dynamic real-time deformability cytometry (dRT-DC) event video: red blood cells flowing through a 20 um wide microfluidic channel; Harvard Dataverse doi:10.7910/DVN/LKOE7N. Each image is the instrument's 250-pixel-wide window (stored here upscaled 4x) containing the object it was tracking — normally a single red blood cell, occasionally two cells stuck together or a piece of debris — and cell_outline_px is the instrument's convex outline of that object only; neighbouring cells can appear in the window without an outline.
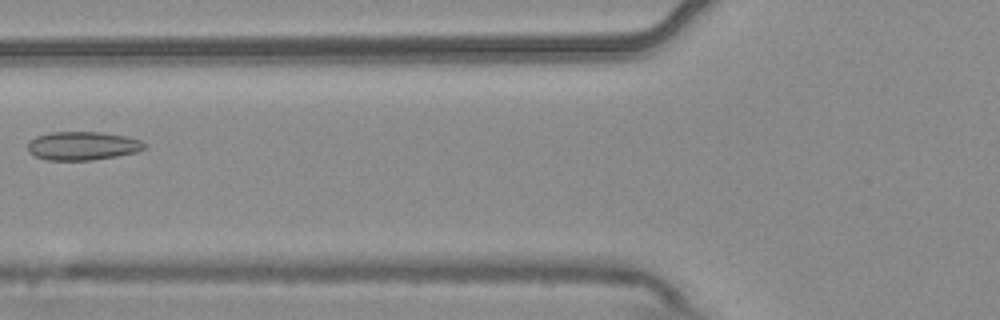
{"species": "common noctule bat (a hibernating species)", "species_latin": "Nyctalus noctula", "temperature_condition": "warm", "stored_images_in_passage": 5, "camera_frame_rate_fps": 3000, "um_per_image_px": 0.085, "animal": {"sex": "male", "body_mass_g": 20.4}, "frame": {"image": 1, "passage_image": 5, "time_ms": 1.333, "image_size_px": [1000, 320], "cell_outline_px": [[148, 148], [136, 152], [116, 156], [92, 160], [48, 160], [36, 156], [28, 152], [28, 140], [36, 136], [52, 132], [100, 132], [124, 136], [140, 140], [148, 144]], "centroid_in_image_um": [7.03, 12.39], "position_along_channel_um": 118.8, "area_um2": 19.48}}